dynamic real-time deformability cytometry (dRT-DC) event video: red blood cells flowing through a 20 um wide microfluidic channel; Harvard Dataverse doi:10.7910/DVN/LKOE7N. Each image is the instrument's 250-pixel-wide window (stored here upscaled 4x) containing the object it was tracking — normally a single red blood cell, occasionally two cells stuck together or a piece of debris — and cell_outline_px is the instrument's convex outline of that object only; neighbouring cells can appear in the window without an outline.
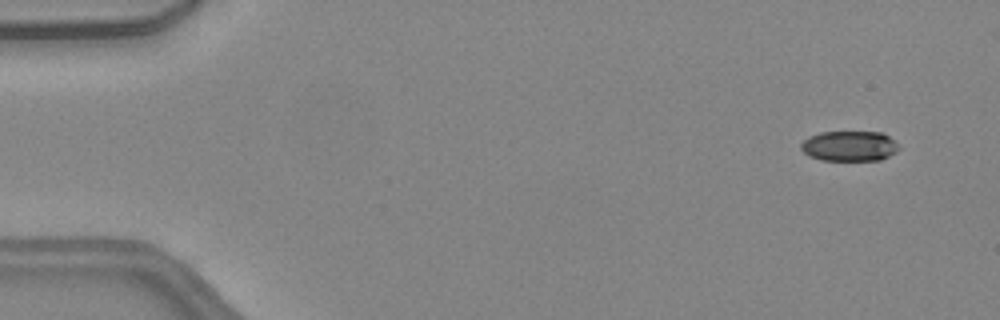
{"species": "common noctule bat (a hibernating species)", "species_latin": "Nyctalus noctula", "temperature_condition": "warm", "stored_images_in_passage": 50, "camera_frame_rate_fps": 3000, "um_per_image_px": 0.085, "animal": {"sex": "female", "body_mass_g": 24.6, "forearm_length_mm": 56.2}, "frame": {"image": 1, "passage_image": 3, "time_ms": 0.667, "image_size_px": [1000, 320], "cell_outline_px": [[900, 148], [896, 152], [880, 160], [824, 160], [808, 156], [800, 148], [800, 144], [808, 136], [820, 132], [880, 132], [896, 140]], "centroid_in_image_um": [72.2, 12.41], "position_along_channel_um": 12.8, "area_um2": 17.34}}
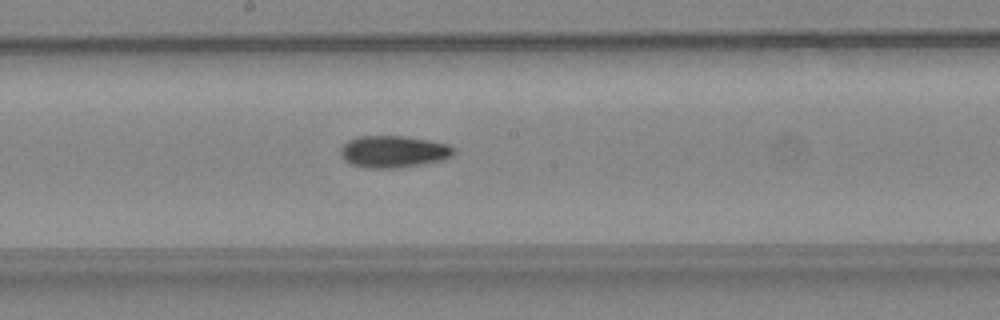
{"frame": {"image": 2, "passage_image": 27, "time_ms": 8.667, "image_size_px": [1000, 320], "cell_outline_px": [[456, 152], [452, 156], [444, 160], [424, 164], [396, 168], [368, 168], [348, 164], [340, 156], [340, 148], [348, 140], [356, 136], [404, 136], [428, 140], [448, 144], [456, 148]], "centroid_in_image_um": [33.45, 12.89], "position_along_channel_um": 214.8, "area_um2": 21.44}}
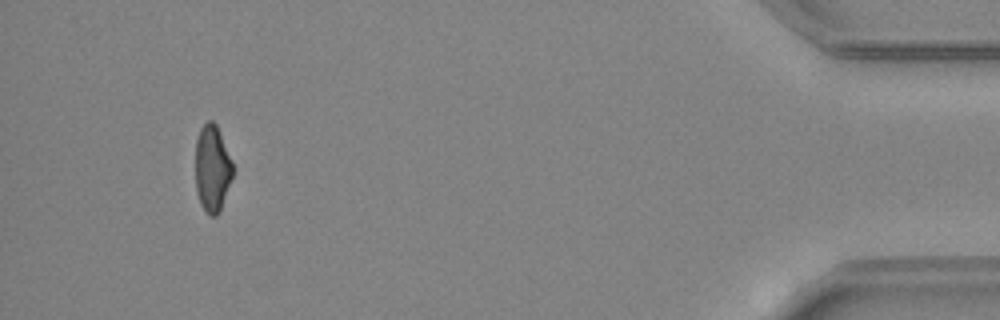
{"frame": {"image": 3, "passage_image": 47, "time_ms": 15.333, "image_size_px": [1000, 320], "cell_outline_px": [[232, 176], [220, 212], [216, 216], [208, 216], [204, 212], [200, 204], [196, 192], [196, 140], [200, 128], [208, 120], [212, 120], [216, 124], [232, 160]], "centroid_in_image_um": [18.03, 14.35], "position_along_channel_um": 417.2, "area_um2": 18.96}, "authors_computed_cell_mechanics": {"area_um2": 20.0855, "velocity_mm_per_s": 4.1164, "shape_relaxation_time_tau1_ms": 8.0695, "shape_relaxation_time_tau2_ms": 6.2232, "deformation_change_tau1": 0.1967, "deformation_change_tau2": 0.1276}}